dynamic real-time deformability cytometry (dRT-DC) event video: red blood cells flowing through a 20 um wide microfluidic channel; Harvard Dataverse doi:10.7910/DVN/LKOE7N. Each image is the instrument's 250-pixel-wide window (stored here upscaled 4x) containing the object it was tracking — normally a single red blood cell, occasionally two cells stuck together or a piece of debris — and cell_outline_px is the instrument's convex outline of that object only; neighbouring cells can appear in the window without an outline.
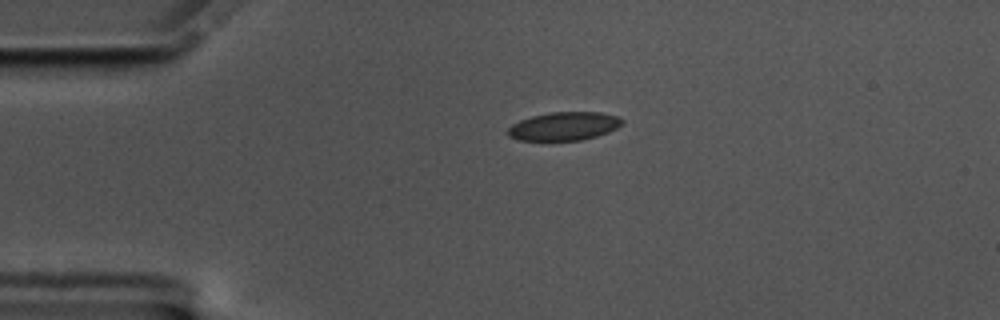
{"species": "common noctule bat (a hibernating species)", "species_latin": "Nyctalus noctula", "temperature_condition": "cold", "stored_images_in_passage": 46, "camera_frame_rate_fps": 3000, "um_per_image_px": 0.085, "animal": {"sex": "male", "body_mass_g": 17.5, "forearm_length_mm": 52.3}, "frame": {"image": 1, "passage_image": 1, "time_ms": 0.0, "image_size_px": [1000, 320], "cell_outline_px": [[624, 124], [608, 132], [596, 136], [580, 140], [516, 140], [508, 136], [504, 132], [512, 124], [520, 120], [532, 116], [552, 112], [600, 112], [616, 116], [624, 120]], "centroid_in_image_um": [47.91, 10.73], "position_along_channel_um": 37.1, "area_um2": 18.96}}
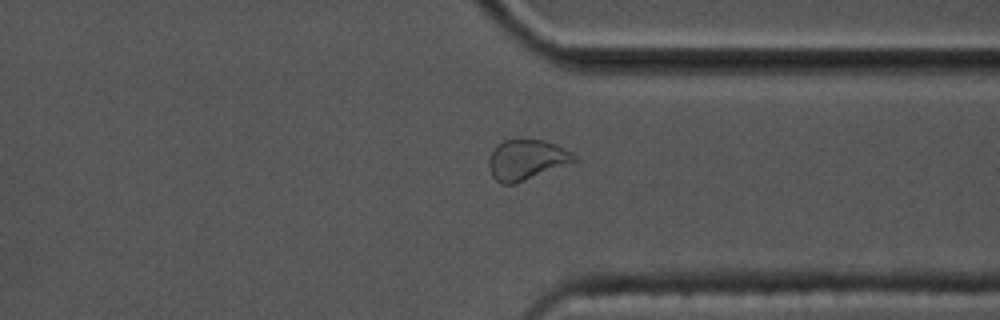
{"frame": {"image": 2, "passage_image": 32, "time_ms": 10.333, "image_size_px": [1000, 320], "cell_outline_px": [[580, 160], [516, 184], [500, 184], [492, 176], [488, 164], [488, 160], [496, 144], [504, 140], [544, 140], [556, 144], [572, 152]], "centroid_in_image_um": [44.77, 13.59], "position_along_channel_um": 366.6, "area_um2": 20.23}}
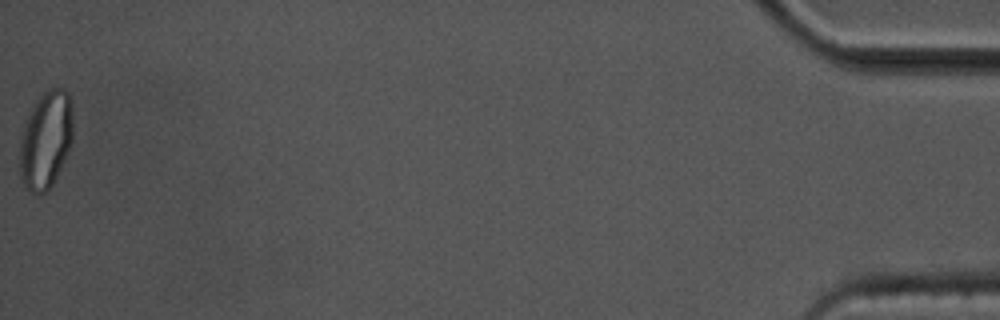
{"frame": {"image": 3, "passage_image": 46, "time_ms": 15.0, "image_size_px": [1000, 320], "cell_outline_px": [[72, 140], [68, 152], [52, 184], [44, 192], [36, 196], [24, 184], [20, 176], [20, 140], [24, 124], [36, 100], [48, 88], [64, 88], [68, 92], [72, 100]], "centroid_in_image_um": [3.9, 11.86], "position_along_channel_um": 431.3, "area_um2": 30.17}, "authors_computed_cell_mechanics": {"area_um2": 19.5653, "velocity_mm_per_s": 3.5002, "shape_relaxation_time_tau1_ms": 4.5837, "shape_relaxation_time_tau2_ms": 1.7676, "deformation_change_tau1": 0.1025, "deformation_change_tau2": 0.0515}}